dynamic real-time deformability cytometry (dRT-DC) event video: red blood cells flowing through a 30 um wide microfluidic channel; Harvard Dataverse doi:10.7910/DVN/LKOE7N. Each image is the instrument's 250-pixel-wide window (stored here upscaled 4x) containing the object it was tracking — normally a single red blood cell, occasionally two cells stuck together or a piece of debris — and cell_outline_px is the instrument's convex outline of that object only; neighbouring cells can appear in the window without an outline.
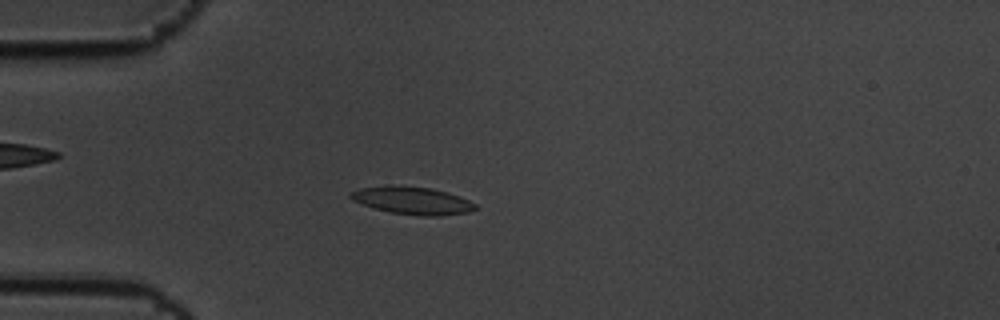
{"species": "common noctule bat (a hibernating species)", "species_latin": "Nyctalus noctula", "temperature_condition": "cold", "stored_images_in_passage": 58, "camera_frame_rate_fps": 3000, "um_per_image_px": 0.085, "animal": {"sex": "male", "body_mass_g": 19.5, "forearm_length_mm": 54.6}, "frame": {"image": 1, "passage_image": 16, "time_ms": 5.0, "image_size_px": [1000, 320], "cell_outline_px": [[476, 208], [468, 212], [440, 216], [424, 216], [388, 212], [372, 208], [352, 200], [348, 196], [352, 192], [360, 188], [392, 184], [432, 188], [460, 196], [476, 204]], "centroid_in_image_um": [35.02, 17.04], "position_along_channel_um": 50.0, "area_um2": 20.23}}
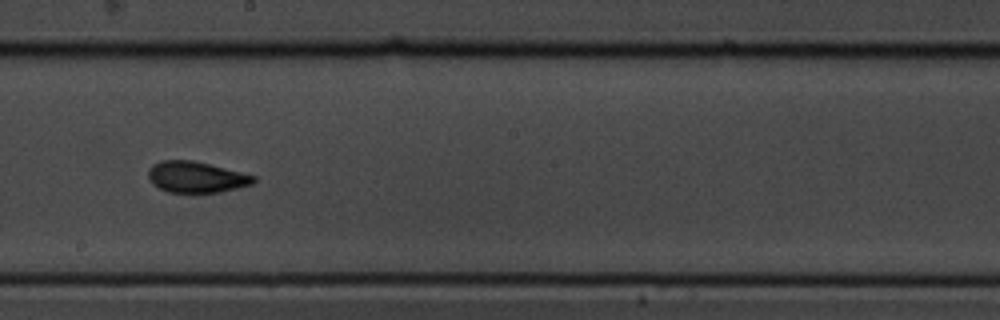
{"frame": {"image": 2, "passage_image": 33, "time_ms": 10.667, "image_size_px": [1000, 320], "cell_outline_px": [[256, 180], [252, 184], [220, 192], [192, 196], [168, 192], [152, 184], [148, 176], [148, 168], [152, 164], [160, 160], [192, 160], [256, 176]], "centroid_in_image_um": [16.63, 15.1], "position_along_channel_um": 231.6, "area_um2": 19.71}}
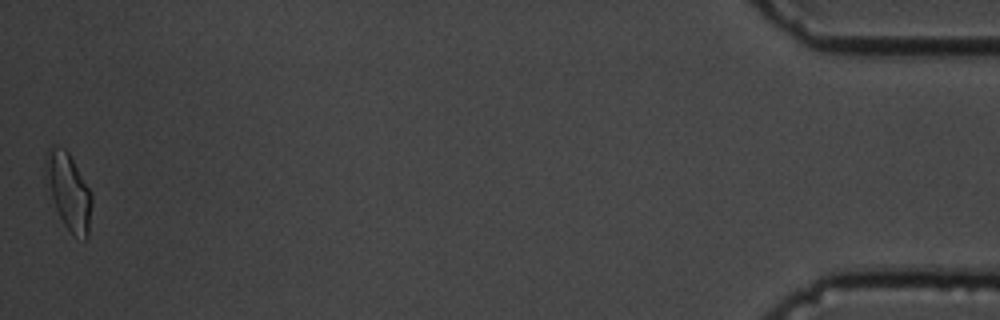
{"frame": {"image": 3, "passage_image": 58, "time_ms": 19.0, "image_size_px": [1000, 320], "cell_outline_px": [[92, 204], [88, 236], [84, 240], [72, 236], [64, 224], [56, 208], [52, 196], [44, 168], [44, 160], [52, 144], [64, 148], [68, 152], [92, 192]], "centroid_in_image_um": [5.86, 16.28], "position_along_channel_um": 429.3, "area_um2": 20.4}, "authors_computed_cell_mechanics": {"area_um2": 18.7561, "velocity_mm_per_s": 3.4405, "shape_relaxation_time_tau1_ms": 5.7671, "shape_relaxation_time_tau2_ms": 1.4524, "deformation_change_tau1": 0.1539, "deformation_change_tau2": 0.0694}}